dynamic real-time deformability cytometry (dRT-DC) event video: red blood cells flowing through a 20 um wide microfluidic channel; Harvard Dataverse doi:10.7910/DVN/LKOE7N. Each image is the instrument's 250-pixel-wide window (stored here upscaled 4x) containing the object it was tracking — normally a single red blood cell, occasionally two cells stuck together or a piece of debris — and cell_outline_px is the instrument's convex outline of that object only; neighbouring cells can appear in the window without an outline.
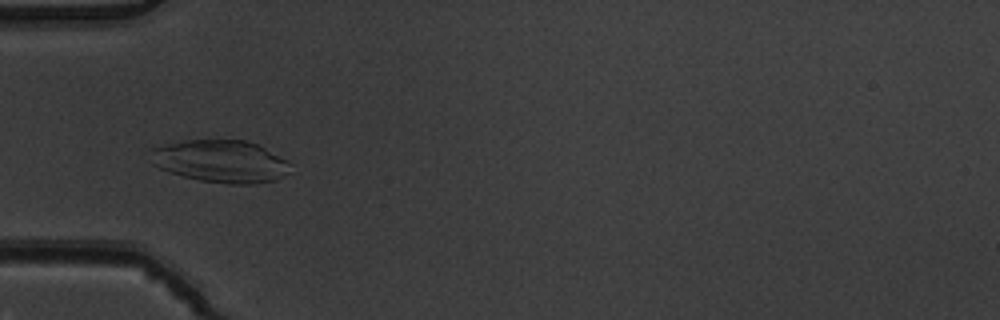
{"species": "common noctule bat (a hibernating species)", "species_latin": "Nyctalus noctula", "temperature_condition": "warm", "stored_images_in_passage": 8, "camera_frame_rate_fps": 3000, "um_per_image_px": 0.085, "animal": {"sex": "male", "body_mass_g": 19.5, "forearm_length_mm": 54.6}, "frame": {"image": 1, "passage_image": 5, "time_ms": 1.333, "image_size_px": [1000, 320], "cell_outline_px": [[292, 164], [288, 172], [276, 180], [252, 184], [228, 184], [200, 180], [168, 172], [152, 164], [152, 148], [184, 140], [244, 140], [256, 144], [288, 160]], "centroid_in_image_um": [18.78, 13.72], "position_along_channel_um": 66.2, "area_um2": 34.39}}
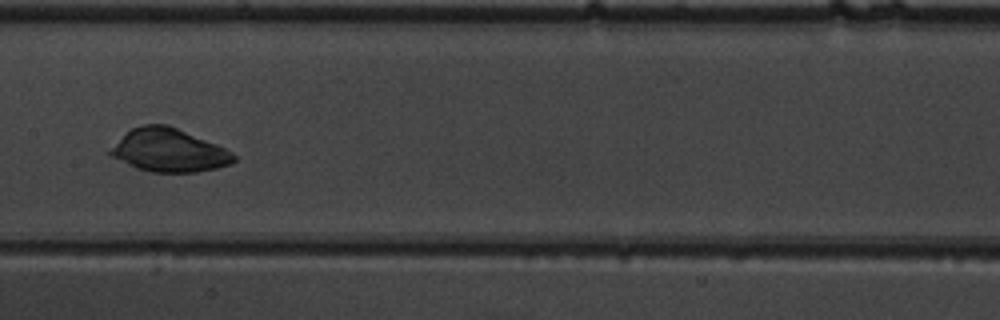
{"frame": {"image": 2, "passage_image": 8, "time_ms": 2.333, "image_size_px": [1000, 320], "cell_outline_px": [[236, 160], [228, 164], [216, 168], [196, 172], [152, 172], [136, 168], [112, 156], [108, 152], [132, 128], [144, 124], [168, 124], [216, 144], [232, 152], [236, 156]], "centroid_in_image_um": [14.39, 12.78], "position_along_channel_um": 193.0, "area_um2": 30.46}}